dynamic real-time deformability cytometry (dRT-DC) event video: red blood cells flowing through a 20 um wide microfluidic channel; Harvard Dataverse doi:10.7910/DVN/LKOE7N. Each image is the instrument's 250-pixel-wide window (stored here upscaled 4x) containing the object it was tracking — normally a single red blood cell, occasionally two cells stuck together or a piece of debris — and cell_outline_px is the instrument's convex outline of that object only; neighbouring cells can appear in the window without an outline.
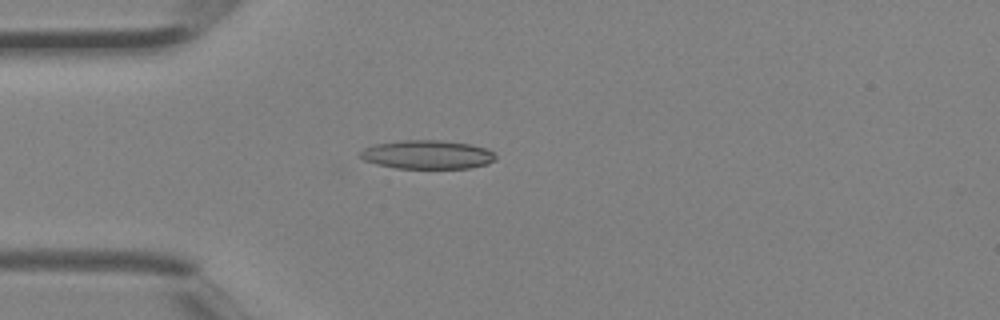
{"species": "Egyptian fruit bat (a non-hibernating species)", "species_latin": "Rousettus aegyptiacus", "temperature_condition": "room temperature", "stored_images_in_passage": 2, "camera_frame_rate_fps": 3000, "um_per_image_px": 0.085, "animal": {"sex": "female"}, "frame": {"image": 1, "passage_image": 2, "time_ms": 0.333, "image_size_px": [1000, 320], "cell_outline_px": [[496, 160], [488, 164], [472, 168], [396, 168], [376, 164], [364, 160], [360, 156], [360, 152], [364, 148], [376, 144], [400, 140], [440, 140], [472, 144], [488, 148], [496, 156]], "centroid_in_image_um": [36.36, 13.14], "position_along_channel_um": 48.6, "area_um2": 22.83}}